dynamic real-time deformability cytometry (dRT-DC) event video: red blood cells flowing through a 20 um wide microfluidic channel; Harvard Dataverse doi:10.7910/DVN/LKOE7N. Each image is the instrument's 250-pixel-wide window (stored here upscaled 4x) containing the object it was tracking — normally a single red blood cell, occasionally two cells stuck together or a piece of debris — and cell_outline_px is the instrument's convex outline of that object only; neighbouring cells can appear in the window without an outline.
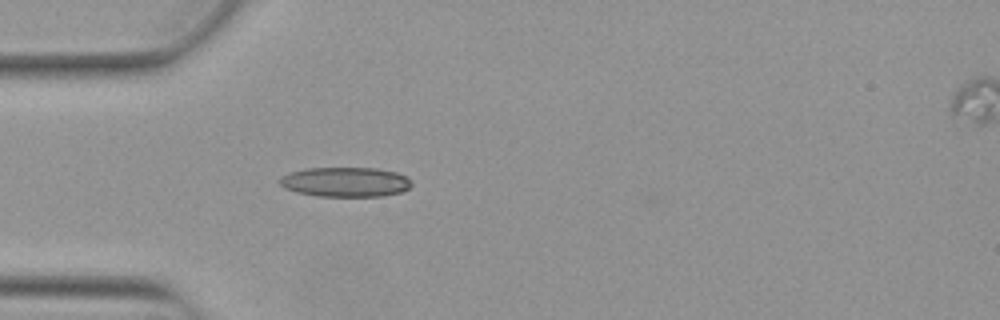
{"species": "Egyptian fruit bat (a non-hibernating species)", "species_latin": "Rousettus aegyptiacus", "temperature_condition": "warm", "stored_images_in_passage": 38, "camera_frame_rate_fps": 3000, "um_per_image_px": 0.085, "animal": {"sex": "female"}, "frame": {"image": 1, "passage_image": 1, "time_ms": 0.0, "image_size_px": [1000, 320], "cell_outline_px": [[412, 184], [408, 188], [400, 192], [384, 196], [320, 196], [296, 192], [284, 188], [276, 180], [280, 176], [288, 172], [304, 168], [376, 168], [396, 172], [408, 176], [412, 180]], "centroid_in_image_um": [29.33, 15.46], "position_along_channel_um": 55.7, "area_um2": 23.12}}
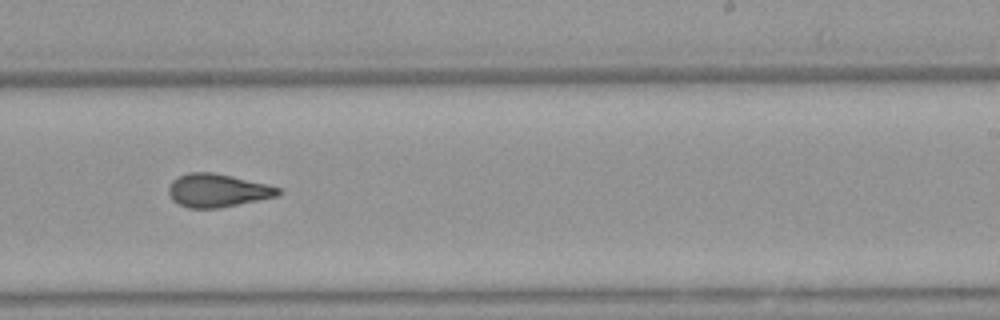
{"frame": {"image": 2, "passage_image": 18, "time_ms": 5.667, "image_size_px": [1000, 320], "cell_outline_px": [[280, 192], [276, 196], [216, 208], [188, 208], [172, 200], [168, 192], [168, 188], [172, 180], [188, 172], [212, 172], [232, 176], [268, 184], [280, 188]], "centroid_in_image_um": [18.45, 16.17], "position_along_channel_um": 270.6, "area_um2": 20.92}}
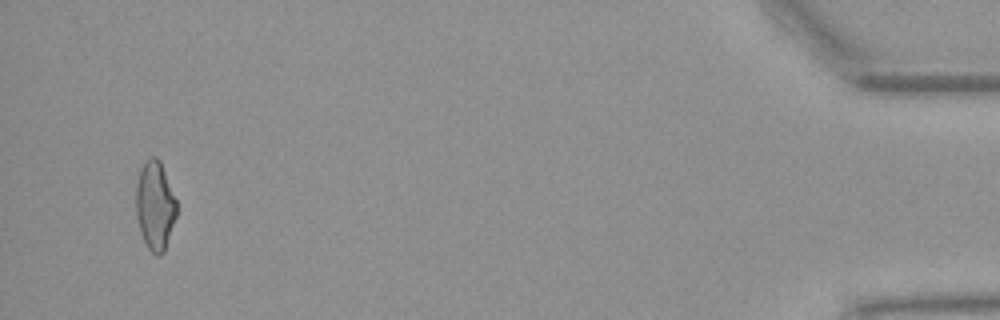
{"frame": {"image": 3, "passage_image": 36, "time_ms": 11.667, "image_size_px": [1000, 320], "cell_outline_px": [[176, 216], [164, 252], [160, 256], [156, 256], [148, 248], [140, 232], [136, 216], [136, 184], [140, 168], [144, 160], [148, 156], [156, 156], [160, 160], [176, 200]], "centroid_in_image_um": [13.16, 17.45], "position_along_channel_um": 422.0, "area_um2": 21.15}, "authors_computed_cell_mechanics": {"area_um2": 21.1548, "velocity_mm_per_s": 3.9009, "shape_relaxation_time_tau1_ms": null, "shape_relaxation_time_tau2_ms": 1.8968, "deformation_change_tau1": null, "deformation_change_tau2": 0.0982}}